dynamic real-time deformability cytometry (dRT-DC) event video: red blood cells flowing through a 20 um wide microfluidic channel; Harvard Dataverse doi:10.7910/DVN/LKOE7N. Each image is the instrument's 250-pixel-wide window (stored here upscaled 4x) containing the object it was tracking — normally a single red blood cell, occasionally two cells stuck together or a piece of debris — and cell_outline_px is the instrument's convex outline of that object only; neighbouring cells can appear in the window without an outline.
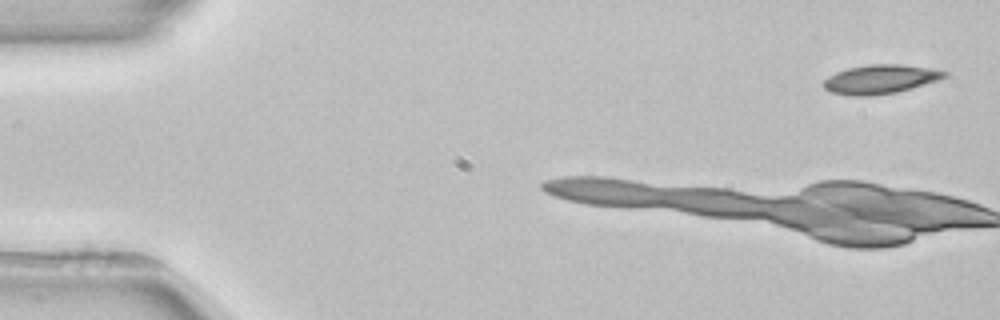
{"species": "common noctule bat (a hibernating species)", "species_latin": "Nyctalus noctula", "temperature_condition": "room temperature", "stored_images_in_passage": 4, "camera_frame_rate_fps": 3000, "um_per_image_px": 0.085, "animal": {"sex": "female", "body_mass_g": 22.7, "forearm_length_mm": 54.2}, "frame": {"image": 1, "passage_image": 1, "time_ms": 0.0, "image_size_px": [1000, 320], "cell_outline_px": [[948, 76], [940, 80], [912, 88], [896, 92], [872, 96], [852, 96], [832, 92], [824, 88], [824, 80], [828, 76], [836, 72], [848, 68], [868, 64], [900, 64], [928, 68], [948, 72]], "centroid_in_image_um": [74.84, 6.73], "position_along_channel_um": 10.2, "area_um2": 20.46}}